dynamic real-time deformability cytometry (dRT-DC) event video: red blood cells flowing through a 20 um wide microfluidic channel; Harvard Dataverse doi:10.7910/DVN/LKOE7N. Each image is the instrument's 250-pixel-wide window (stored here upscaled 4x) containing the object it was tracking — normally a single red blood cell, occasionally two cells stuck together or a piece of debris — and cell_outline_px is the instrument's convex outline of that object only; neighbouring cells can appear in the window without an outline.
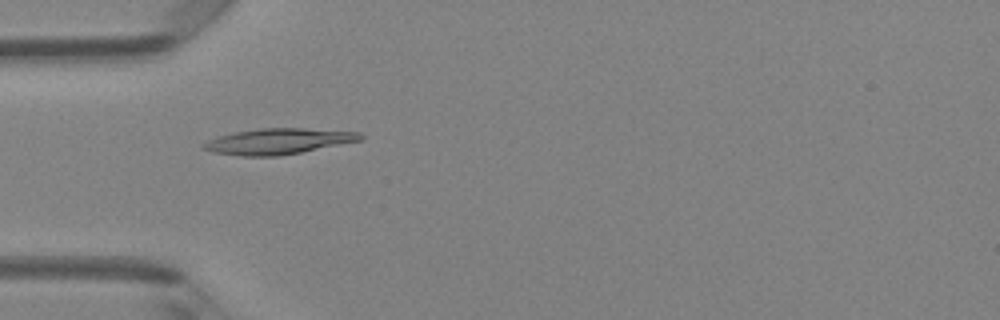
{"species": "Egyptian fruit bat (a non-hibernating species)", "species_latin": "Rousettus aegyptiacus", "temperature_condition": "room temperature", "stored_images_in_passage": 8, "camera_frame_rate_fps": 3000, "um_per_image_px": 0.085, "animal": {"sex": "female"}, "frame": {"image": 1, "passage_image": 5, "time_ms": 1.333, "image_size_px": [1000, 320], "cell_outline_px": [[364, 136], [360, 140], [280, 156], [240, 156], [212, 152], [200, 148], [200, 144], [216, 136], [236, 132], [260, 128], [304, 128], [360, 132]], "centroid_in_image_um": [23.57, 12.01], "position_along_channel_um": 61.4, "area_um2": 23.52}}
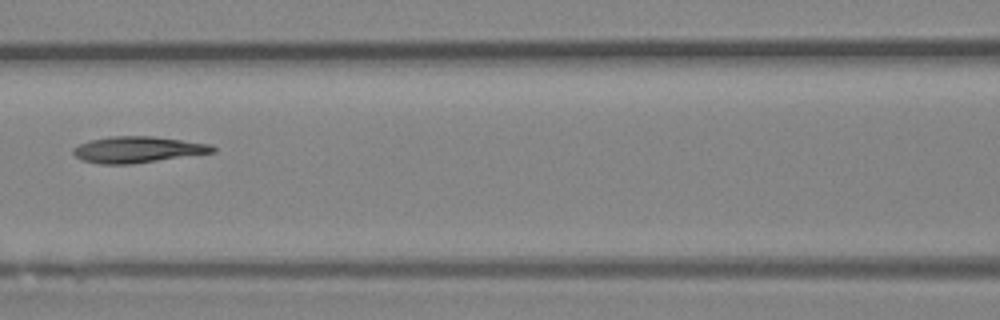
{"frame": {"image": 2, "passage_image": 7, "time_ms": 2.0, "image_size_px": [1000, 320], "cell_outline_px": [[216, 152], [132, 164], [100, 164], [84, 160], [76, 156], [72, 152], [72, 148], [80, 144], [92, 140], [112, 136], [152, 136], [212, 144], [216, 148]], "centroid_in_image_um": [11.74, 12.71], "position_along_channel_um": 154.9, "area_um2": 21.21}}
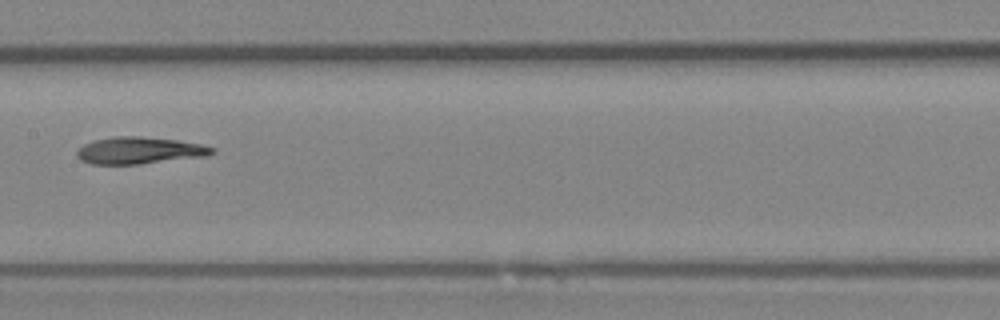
{"frame": {"image": 3, "passage_image": 8, "time_ms": 2.333, "image_size_px": [1000, 320], "cell_outline_px": [[216, 152], [208, 156], [140, 164], [92, 164], [80, 160], [76, 156], [76, 152], [84, 144], [96, 140], [112, 136], [140, 136], [176, 140], [200, 144], [216, 148]], "centroid_in_image_um": [11.88, 12.79], "position_along_channel_um": 195.5, "area_um2": 21.27}}